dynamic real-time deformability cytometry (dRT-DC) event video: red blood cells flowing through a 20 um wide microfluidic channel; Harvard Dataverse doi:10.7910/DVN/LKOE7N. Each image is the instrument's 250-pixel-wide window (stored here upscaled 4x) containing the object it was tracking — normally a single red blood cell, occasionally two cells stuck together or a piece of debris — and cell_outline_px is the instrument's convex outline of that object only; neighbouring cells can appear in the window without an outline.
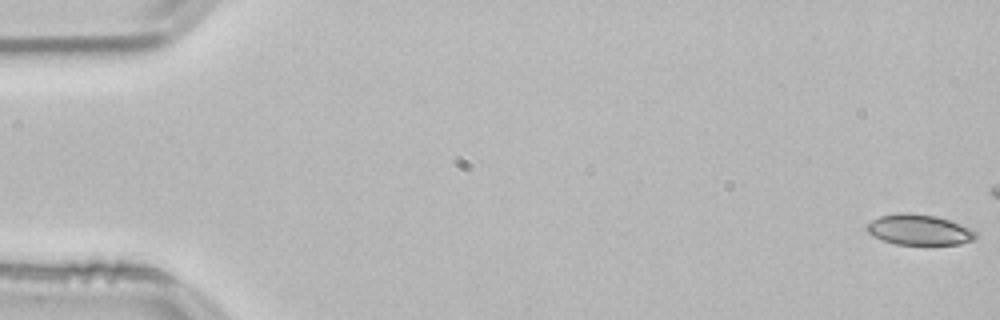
{"species": "common noctule bat (a hibernating species)", "species_latin": "Nyctalus noctula", "temperature_condition": "room temperature", "stored_images_in_passage": 16, "camera_frame_rate_fps": 3000, "um_per_image_px": 0.085, "animal": {"sex": "male", "body_mass_g": 21.5, "forearm_length_mm": 52.0}, "frame": {"image": 1, "passage_image": 1, "time_ms": 0.0, "image_size_px": [1000, 320], "cell_outline_px": [[980, 236], [976, 240], [960, 244], [896, 244], [884, 240], [868, 232], [864, 228], [872, 220], [880, 216], [900, 212], [908, 212], [936, 216], [948, 220], [968, 228], [976, 232]], "centroid_in_image_um": [78.15, 19.53], "position_along_channel_um": 6.8, "area_um2": 19.25}}